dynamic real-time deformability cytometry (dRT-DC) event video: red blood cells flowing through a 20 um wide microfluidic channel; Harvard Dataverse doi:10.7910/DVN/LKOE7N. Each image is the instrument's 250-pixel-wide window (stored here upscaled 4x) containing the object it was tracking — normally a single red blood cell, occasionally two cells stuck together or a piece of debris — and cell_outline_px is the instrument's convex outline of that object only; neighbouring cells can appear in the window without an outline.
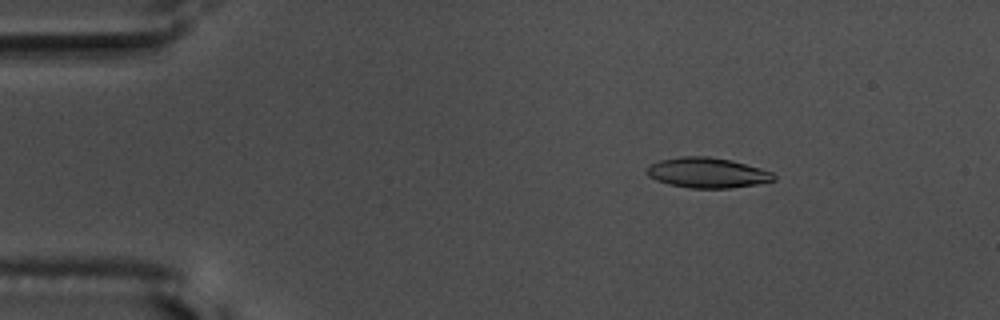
{"species": "common noctule bat (a hibernating species)", "species_latin": "Nyctalus noctula", "temperature_condition": "warm", "stored_images_in_passage": 52, "camera_frame_rate_fps": 3000, "um_per_image_px": 0.085, "animal": {"sex": "male", "body_mass_g": 17.5, "forearm_length_mm": 52.3}, "frame": {"image": 1, "passage_image": 9, "time_ms": 2.667, "image_size_px": [1000, 320], "cell_outline_px": [[776, 180], [756, 184], [732, 188], [692, 188], [668, 184], [656, 180], [648, 176], [648, 168], [652, 164], [660, 160], [680, 156], [708, 156], [732, 160], [760, 168], [772, 172], [776, 176]], "centroid_in_image_um": [60.15, 14.68], "position_along_channel_um": 24.8, "area_um2": 22.31}}
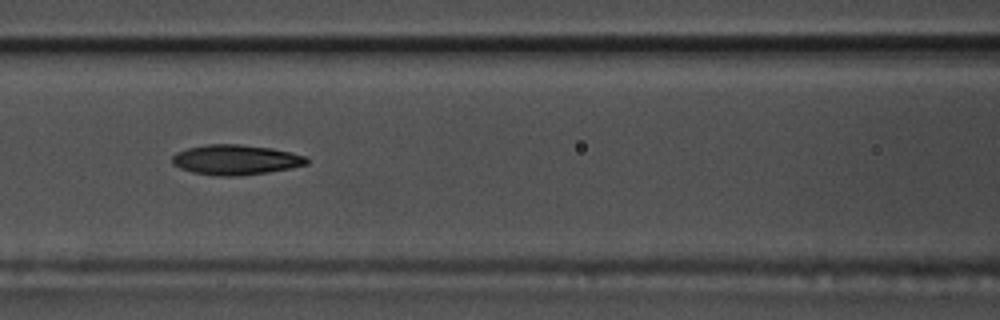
{"frame": {"image": 2, "passage_image": 25, "time_ms": 8.0, "image_size_px": [1000, 320], "cell_outline_px": [[308, 164], [292, 168], [268, 172], [240, 176], [216, 176], [192, 172], [180, 168], [172, 164], [172, 156], [176, 152], [188, 148], [208, 144], [240, 144], [272, 148], [292, 152], [304, 156], [308, 160]], "centroid_in_image_um": [20.03, 13.58], "position_along_channel_um": 146.6, "area_um2": 23.7}}
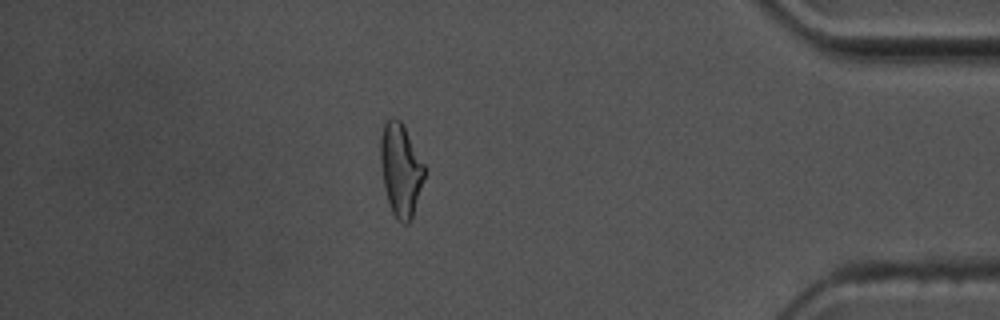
{"frame": {"image": 3, "passage_image": 49, "time_ms": 16.0, "image_size_px": [1000, 320], "cell_outline_px": [[424, 176], [412, 220], [408, 224], [404, 224], [396, 220], [392, 212], [388, 200], [384, 184], [380, 160], [380, 136], [384, 124], [392, 116], [400, 120], [404, 124], [424, 164]], "centroid_in_image_um": [34.05, 14.42], "position_along_channel_um": 401.1, "area_um2": 23.76}, "authors_computed_cell_mechanics": {"area_um2": 22.7443, "velocity_mm_per_s": 3.6712, "shape_relaxation_time_tau1_ms": 4.8708, "shape_relaxation_time_tau2_ms": 4.7952, "deformation_change_tau1": 0.1994, "deformation_change_tau2": 0.1456}}